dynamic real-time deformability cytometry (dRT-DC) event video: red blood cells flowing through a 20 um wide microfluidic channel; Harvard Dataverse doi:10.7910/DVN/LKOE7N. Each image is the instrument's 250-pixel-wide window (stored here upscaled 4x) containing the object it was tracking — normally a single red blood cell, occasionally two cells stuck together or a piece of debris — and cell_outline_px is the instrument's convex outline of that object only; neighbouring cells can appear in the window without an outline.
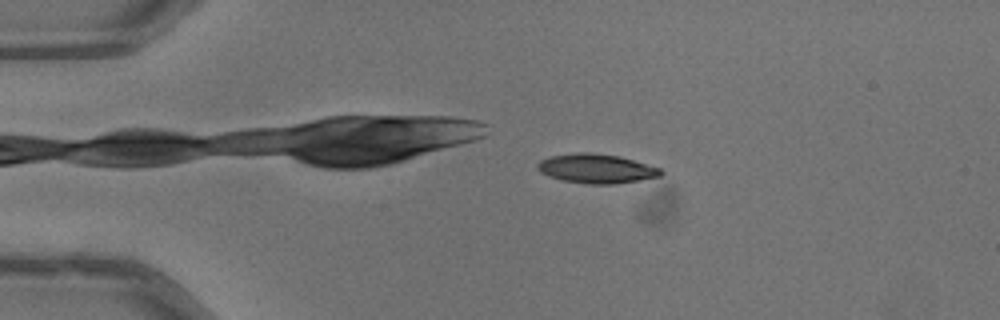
{"species": "common noctule bat (a hibernating species)", "species_latin": "Nyctalus noctula", "temperature_condition": "warm", "stored_images_in_passage": 51, "camera_frame_rate_fps": 3000, "um_per_image_px": 0.085, "animal": {"sex": "male", "body_mass_g": 13.3}, "frame": {"image": 1, "passage_image": 11, "time_ms": 3.333, "image_size_px": [1000, 320], "cell_outline_px": [[664, 172], [660, 176], [640, 180], [612, 184], [584, 184], [560, 180], [548, 176], [540, 172], [536, 168], [536, 164], [540, 160], [548, 156], [580, 152], [588, 152], [620, 156], [660, 168]], "centroid_in_image_um": [50.64, 14.33], "position_along_channel_um": 34.4, "area_um2": 21.21}}
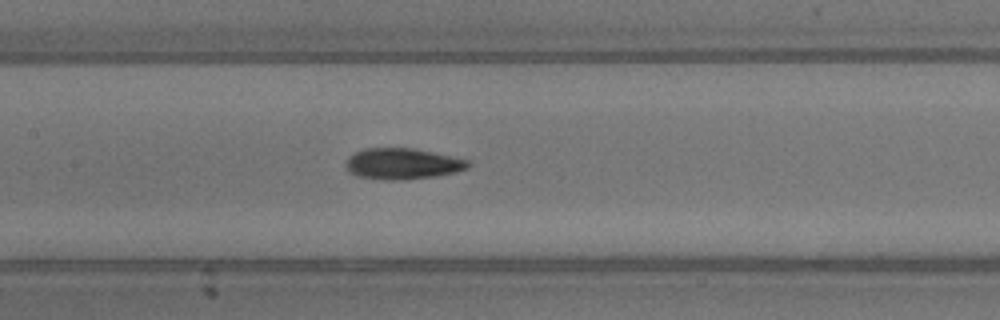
{"frame": {"image": 2, "passage_image": 25, "time_ms": 8.0, "image_size_px": [1000, 320], "cell_outline_px": [[472, 164], [468, 168], [456, 172], [436, 176], [404, 180], [380, 180], [356, 176], [348, 172], [344, 164], [348, 156], [364, 148], [412, 148], [432, 152], [468, 160]], "centroid_in_image_um": [34.17, 13.93], "position_along_channel_um": 173.2, "area_um2": 22.37}}
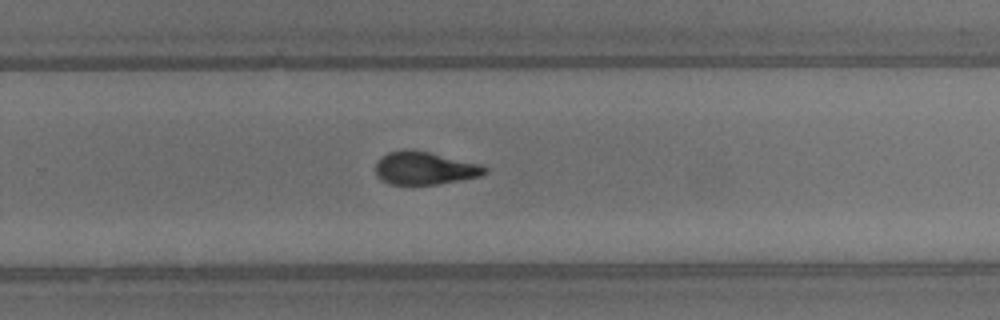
{"frame": {"image": 3, "passage_image": 34, "time_ms": 11.0, "image_size_px": [1000, 320], "cell_outline_px": [[488, 172], [480, 176], [436, 184], [388, 184], [380, 180], [376, 176], [376, 164], [380, 156], [388, 152], [404, 148], [408, 148], [428, 152], [484, 164], [488, 168]], "centroid_in_image_um": [36.09, 14.28], "position_along_channel_um": 293.7, "area_um2": 21.21}, "authors_computed_cell_mechanics": {"area_um2": 21.097, "velocity_mm_per_s": 4.0406, "shape_relaxation_time_tau1_ms": 5.8996, "shape_relaxation_time_tau2_ms": 2.2893, "deformation_change_tau1": 0.2099, "deformation_change_tau2": 0.0954}}